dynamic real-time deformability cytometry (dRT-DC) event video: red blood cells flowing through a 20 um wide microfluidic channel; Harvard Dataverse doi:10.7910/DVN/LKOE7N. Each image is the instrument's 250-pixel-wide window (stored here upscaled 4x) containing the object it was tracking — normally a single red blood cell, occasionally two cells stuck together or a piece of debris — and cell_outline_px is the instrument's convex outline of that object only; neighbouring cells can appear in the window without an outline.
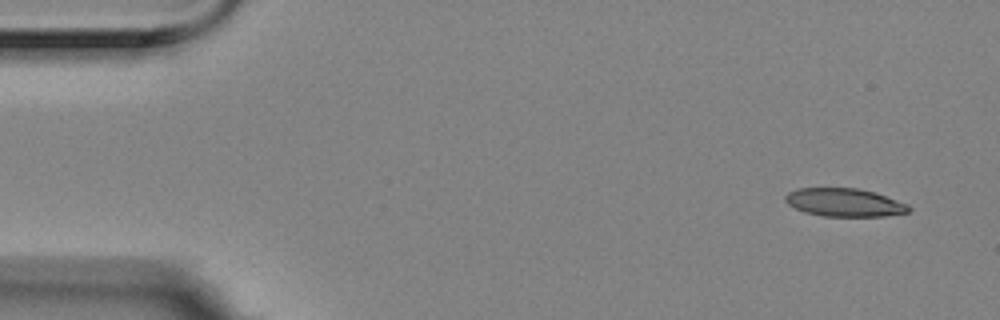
{"species": "Egyptian fruit bat (a non-hibernating species)", "species_latin": "Rousettus aegyptiacus", "temperature_condition": "room temperature", "stored_images_in_passage": 4, "camera_frame_rate_fps": 3000, "um_per_image_px": 0.085, "animal": {"sex": "female"}, "frame": {"image": 1, "passage_image": 1, "time_ms": 0.0, "image_size_px": [1000, 320], "cell_outline_px": [[912, 208], [908, 212], [884, 216], [824, 216], [804, 212], [788, 204], [784, 200], [784, 196], [788, 192], [796, 188], [856, 188], [876, 192], [908, 204]], "centroid_in_image_um": [71.77, 17.2], "position_along_channel_um": 13.2, "area_um2": 20.35}}
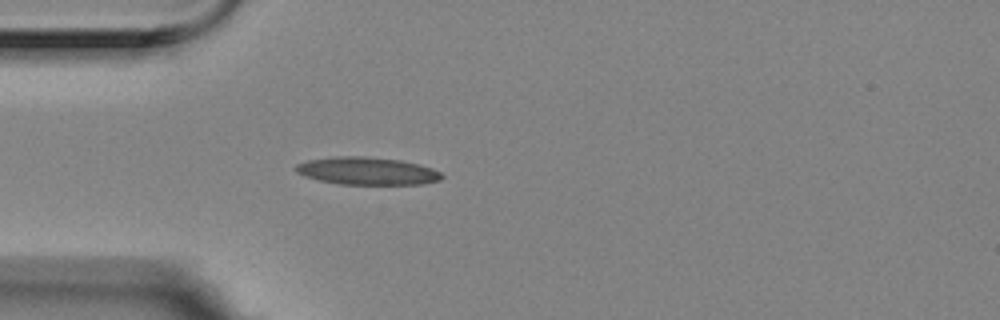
{"frame": {"image": 2, "passage_image": 4, "time_ms": 1.0, "image_size_px": [1000, 320], "cell_outline_px": [[444, 176], [440, 180], [424, 184], [340, 184], [320, 180], [304, 176], [296, 172], [296, 164], [308, 160], [336, 156], [364, 156], [400, 160], [432, 168], [440, 172]], "centroid_in_image_um": [31.21, 14.53], "position_along_channel_um": 53.8, "area_um2": 23.35}}